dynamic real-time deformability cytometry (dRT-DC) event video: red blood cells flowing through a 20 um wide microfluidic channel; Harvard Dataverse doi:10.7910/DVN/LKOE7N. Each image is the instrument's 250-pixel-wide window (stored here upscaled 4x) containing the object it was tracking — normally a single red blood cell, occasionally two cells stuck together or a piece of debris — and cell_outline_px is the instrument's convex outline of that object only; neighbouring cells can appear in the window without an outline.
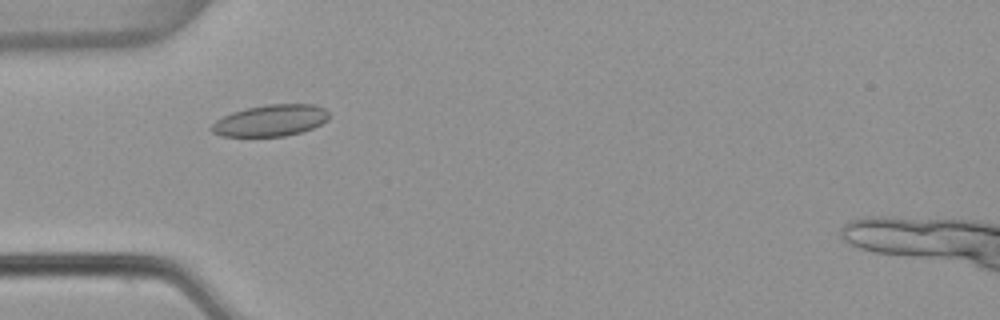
{"species": "common noctule bat (a hibernating species)", "species_latin": "Nyctalus noctula", "temperature_condition": "warm", "stored_images_in_passage": 51, "camera_frame_rate_fps": 3000, "um_per_image_px": 0.085, "animal": {"sex": "female", "body_mass_g": 22.7, "forearm_length_mm": 54.2}, "frame": {"image": 1, "passage_image": 14, "time_ms": 4.333, "image_size_px": [1000, 320], "cell_outline_px": [[328, 120], [312, 128], [300, 132], [284, 136], [220, 136], [212, 132], [208, 128], [216, 120], [232, 112], [248, 108], [268, 104], [312, 104], [324, 108], [328, 112]], "centroid_in_image_um": [22.97, 10.24], "position_along_channel_um": 62.0, "area_um2": 21.44}}
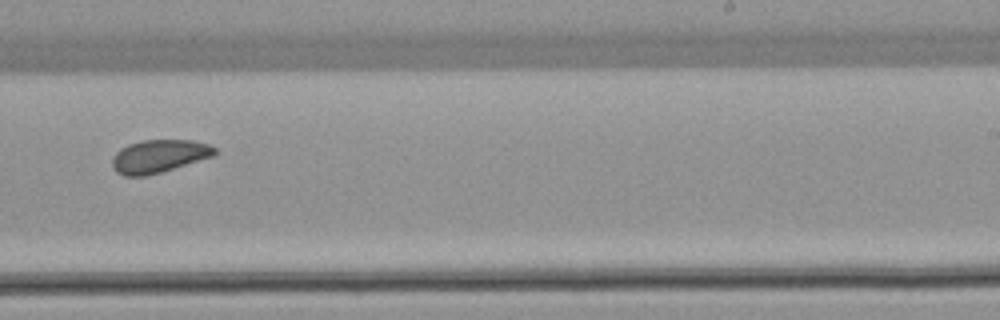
{"frame": {"image": 2, "passage_image": 31, "time_ms": 10.0, "image_size_px": [1000, 320], "cell_outline_px": [[216, 152], [212, 156], [160, 172], [144, 176], [124, 176], [116, 172], [112, 168], [112, 156], [120, 148], [128, 144], [144, 140], [192, 140], [208, 144], [216, 148]], "centroid_in_image_um": [13.45, 13.27], "position_along_channel_um": 275.5, "area_um2": 19.54}}
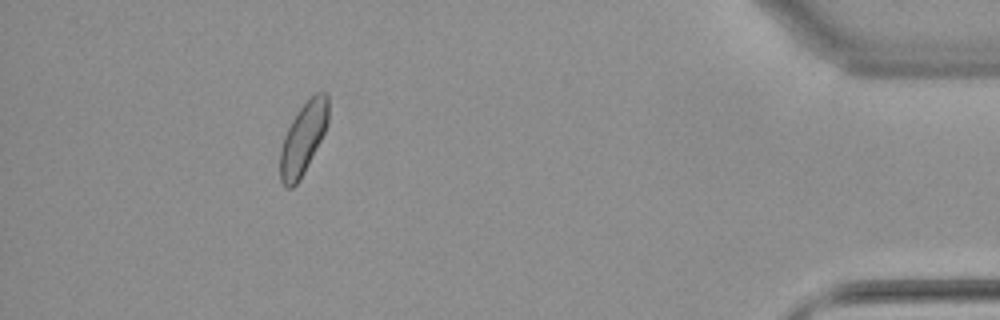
{"frame": {"image": 3, "passage_image": 46, "time_ms": 15.0, "image_size_px": [1000, 320], "cell_outline_px": [[328, 124], [300, 180], [292, 188], [284, 188], [280, 180], [280, 148], [284, 136], [292, 120], [300, 108], [316, 92], [324, 92], [328, 96]], "centroid_in_image_um": [25.75, 11.8], "position_along_channel_um": 409.5, "area_um2": 19.88}, "authors_computed_cell_mechanics": {"area_um2": 20.1144, "velocity_mm_per_s": 3.8042, "shape_relaxation_time_tau1_ms": null, "shape_relaxation_time_tau2_ms": 5.0962, "deformation_change_tau1": null, "deformation_change_tau2": 0.1024}}